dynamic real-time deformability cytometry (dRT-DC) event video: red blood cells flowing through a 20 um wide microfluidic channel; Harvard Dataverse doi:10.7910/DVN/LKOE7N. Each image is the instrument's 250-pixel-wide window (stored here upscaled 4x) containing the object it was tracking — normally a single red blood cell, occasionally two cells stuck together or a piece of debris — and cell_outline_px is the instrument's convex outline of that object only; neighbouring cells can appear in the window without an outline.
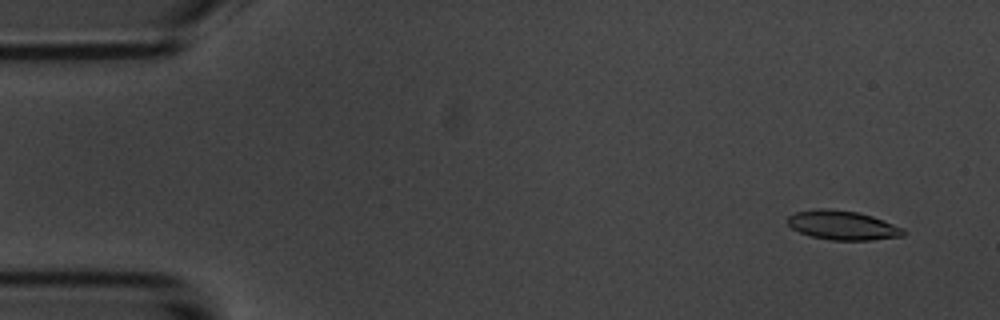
{"species": "common noctule bat (a hibernating species)", "species_latin": "Nyctalus noctula", "temperature_condition": "room temperature", "stored_images_in_passage": 4, "camera_frame_rate_fps": 3000, "um_per_image_px": 0.085, "animal": {"sex": "male", "body_mass_g": 20.1, "forearm_length_mm": 53.5}, "frame": {"image": 1, "passage_image": 1, "time_ms": 0.0, "image_size_px": [1000, 320], "cell_outline_px": [[908, 232], [904, 236], [872, 240], [832, 240], [812, 236], [800, 232], [792, 228], [788, 224], [788, 216], [796, 212], [820, 208], [828, 208], [860, 212], [872, 216], [904, 228]], "centroid_in_image_um": [71.67, 19.14], "position_along_channel_um": 13.3, "area_um2": 19.77}}